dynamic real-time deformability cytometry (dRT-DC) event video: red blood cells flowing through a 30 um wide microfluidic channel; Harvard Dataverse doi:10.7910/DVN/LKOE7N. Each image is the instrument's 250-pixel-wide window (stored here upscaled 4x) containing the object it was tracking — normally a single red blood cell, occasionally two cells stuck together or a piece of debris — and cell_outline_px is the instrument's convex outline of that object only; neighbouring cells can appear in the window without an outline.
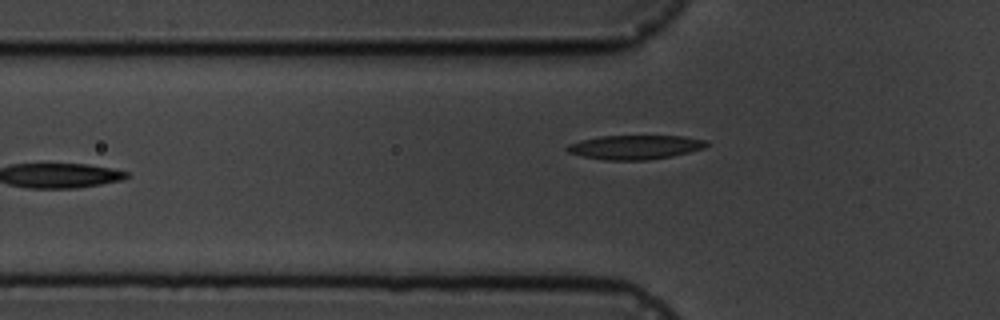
{"species": "common noctule bat (a hibernating species)", "species_latin": "Nyctalus noctula", "temperature_condition": "cold", "stored_images_in_passage": 6, "camera_frame_rate_fps": 3000, "um_per_image_px": 0.085, "animal": {"sex": "male", "body_mass_g": 19.5, "forearm_length_mm": 54.6}, "frame": {"image": 1, "passage_image": 6, "time_ms": 5.667, "image_size_px": [1000, 320], "cell_outline_px": [[708, 144], [704, 148], [672, 156], [648, 160], [604, 160], [584, 156], [568, 152], [564, 148], [568, 144], [580, 140], [600, 136], [684, 136], [708, 140]], "centroid_in_image_um": [53.98, 12.5], "position_along_channel_um": 71.8, "area_um2": 19.65}}